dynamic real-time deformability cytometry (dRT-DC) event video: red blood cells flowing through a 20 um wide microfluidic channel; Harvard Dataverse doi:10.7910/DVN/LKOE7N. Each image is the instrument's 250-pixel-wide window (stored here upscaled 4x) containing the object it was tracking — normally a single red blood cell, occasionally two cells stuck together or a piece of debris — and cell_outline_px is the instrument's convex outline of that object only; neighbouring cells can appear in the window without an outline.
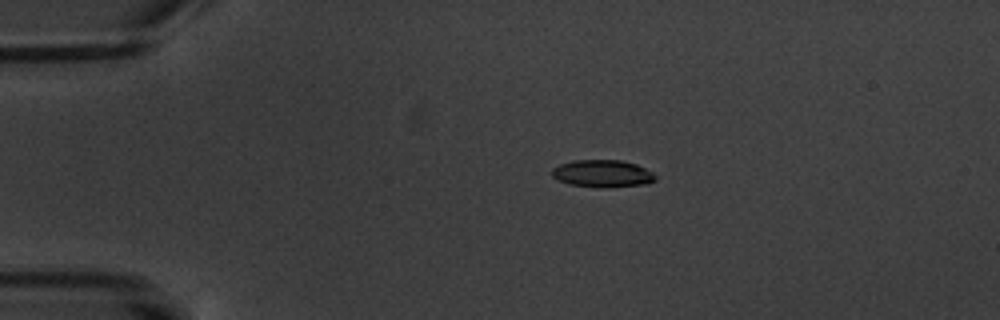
{"species": "common noctule bat (a hibernating species)", "species_latin": "Nyctalus noctula", "temperature_condition": "warm", "stored_images_in_passage": 11, "camera_frame_rate_fps": 3000, "um_per_image_px": 0.085, "animal": {"sex": "male", "body_mass_g": 20.1, "forearm_length_mm": 53.5}, "frame": {"image": 1, "passage_image": 4, "time_ms": 3.667, "image_size_px": [1000, 320], "cell_outline_px": [[656, 180], [644, 184], [612, 188], [604, 188], [568, 184], [556, 180], [552, 176], [552, 168], [560, 164], [572, 160], [620, 160], [636, 164], [652, 172], [656, 176]], "centroid_in_image_um": [51.19, 14.76], "position_along_channel_um": 33.8, "area_um2": 16.65}}
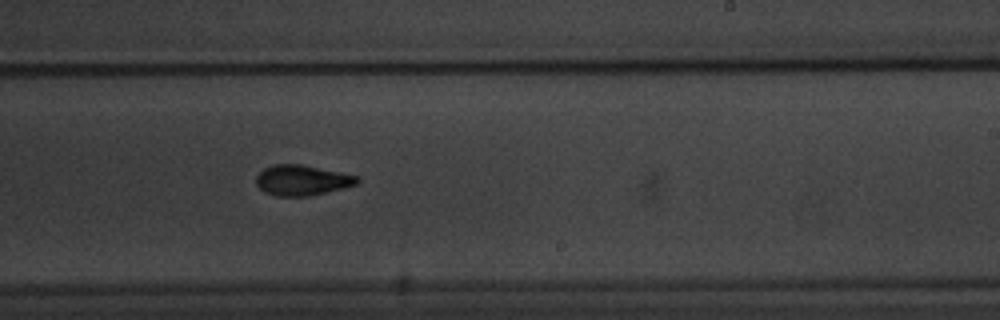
{"frame": {"image": 2, "passage_image": 11, "time_ms": 11.667, "image_size_px": [1000, 320], "cell_outline_px": [[360, 180], [356, 184], [344, 188], [308, 196], [276, 196], [264, 192], [256, 184], [256, 176], [264, 168], [272, 164], [300, 164], [360, 176]], "centroid_in_image_um": [25.67, 15.32], "position_along_channel_um": 263.3, "area_um2": 17.92}}